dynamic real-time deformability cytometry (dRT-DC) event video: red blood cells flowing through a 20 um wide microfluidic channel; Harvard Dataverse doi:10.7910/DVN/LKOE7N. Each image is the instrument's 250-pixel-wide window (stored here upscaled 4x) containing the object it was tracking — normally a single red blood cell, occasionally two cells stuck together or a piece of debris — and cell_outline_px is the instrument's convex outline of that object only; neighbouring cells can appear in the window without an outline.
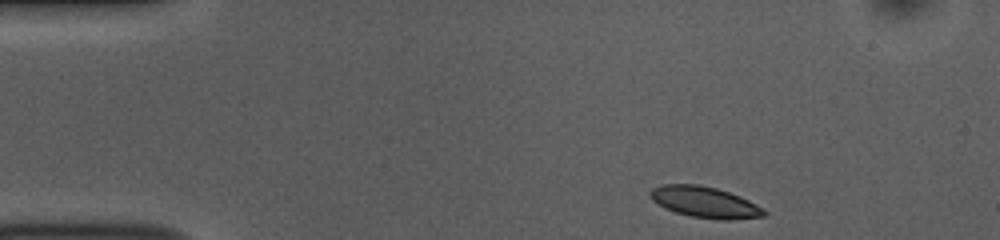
{"species": "common noctule bat (a hibernating species)", "species_latin": "Nyctalus noctula", "temperature_condition": "room temperature", "stored_images_in_passage": 1, "camera_frame_rate_fps": 3000, "um_per_image_px": 0.085, "animal": {"sex": "female", "body_mass_g": 10.0, "forearm_length_mm": 53.1}, "frame": {"image": 1, "passage_image": 1, "time_ms": 0.0, "image_size_px": [1000, 240], "cell_outline_px": [[768, 212], [764, 216], [728, 220], [720, 220], [688, 216], [676, 212], [652, 200], [648, 192], [652, 188], [660, 184], [696, 184], [716, 188], [740, 196], [764, 208]], "centroid_in_image_um": [59.92, 17.18], "position_along_channel_um": 25.1, "area_um2": 20.58}}